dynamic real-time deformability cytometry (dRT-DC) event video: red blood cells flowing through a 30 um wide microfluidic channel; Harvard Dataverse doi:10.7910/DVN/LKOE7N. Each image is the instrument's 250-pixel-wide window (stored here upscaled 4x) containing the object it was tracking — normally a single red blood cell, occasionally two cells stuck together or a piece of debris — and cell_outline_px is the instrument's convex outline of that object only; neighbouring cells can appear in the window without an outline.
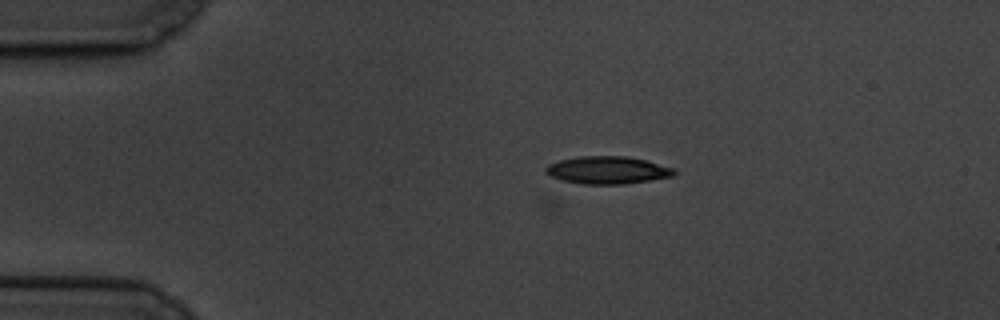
{"species": "common noctule bat (a hibernating species)", "species_latin": "Nyctalus noctula", "temperature_condition": "cold", "stored_images_in_passage": 5, "camera_frame_rate_fps": 3000, "um_per_image_px": 0.085, "animal": {"sex": "male", "body_mass_g": 19.5, "forearm_length_mm": 54.6}, "frame": {"image": 1, "passage_image": 1, "time_ms": 0.0, "image_size_px": [1000, 320], "cell_outline_px": [[676, 176], [624, 184], [584, 184], [560, 180], [544, 172], [544, 168], [548, 164], [560, 160], [580, 156], [624, 156], [644, 160], [676, 168]], "centroid_in_image_um": [51.65, 14.46], "position_along_channel_um": 33.3, "area_um2": 20.69}}
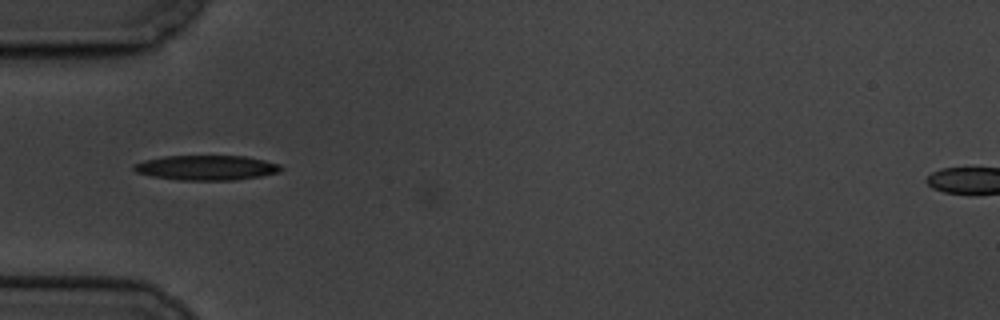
{"frame": {"image": 2, "passage_image": 3, "time_ms": 2.333, "image_size_px": [1000, 320], "cell_outline_px": [[284, 168], [280, 172], [260, 176], [236, 180], [176, 180], [152, 176], [136, 172], [132, 168], [132, 164], [144, 160], [164, 156], [244, 156], [264, 160], [280, 164]], "centroid_in_image_um": [17.54, 14.25], "position_along_channel_um": 67.5, "area_um2": 21.44}}
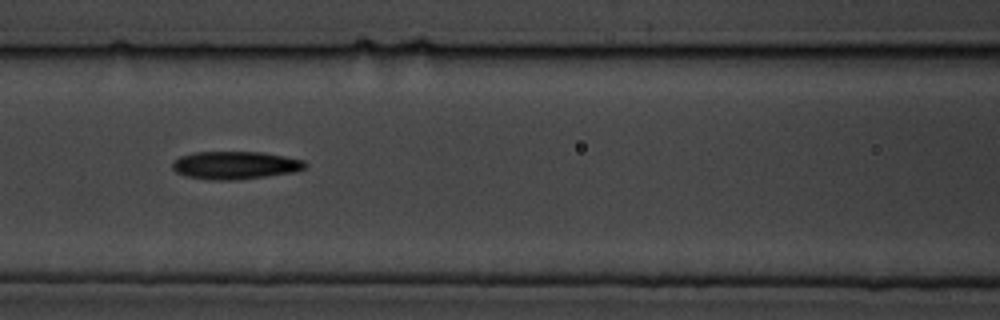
{"frame": {"image": 3, "passage_image": 5, "time_ms": 4.667, "image_size_px": [1000, 320], "cell_outline_px": [[308, 164], [304, 168], [296, 172], [240, 180], [212, 180], [184, 176], [176, 172], [172, 168], [172, 164], [180, 156], [196, 152], [264, 152], [304, 160]], "centroid_in_image_um": [20.02, 14.05], "position_along_channel_um": 146.6, "area_um2": 21.73}}